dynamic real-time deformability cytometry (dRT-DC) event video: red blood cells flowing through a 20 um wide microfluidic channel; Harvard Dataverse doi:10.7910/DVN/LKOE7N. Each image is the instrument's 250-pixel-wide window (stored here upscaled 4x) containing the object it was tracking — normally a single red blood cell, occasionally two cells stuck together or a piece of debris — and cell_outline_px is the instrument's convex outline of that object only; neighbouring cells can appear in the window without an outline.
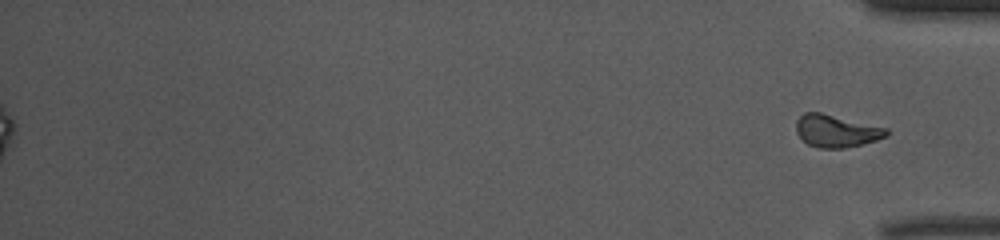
{"species": "common noctule bat (a hibernating species)", "species_latin": "Nyctalus noctula", "temperature_condition": "warm", "stored_images_in_passage": 49, "segment_of_instrument_passage": [2, 2], "camera_frame_rate_fps": 3000, "um_per_image_px": 0.085, "animal": {"sex": "female", "body_mass_g": 10.0, "forearm_length_mm": 53.1}, "frame": {"image": 1, "passage_image": 49, "time_ms": 16.0, "image_size_px": [1000, 240], "cell_outline_px": [[888, 136], [876, 140], [844, 148], [820, 148], [808, 144], [796, 132], [796, 120], [804, 112], [820, 112], [888, 128]], "centroid_in_image_um": [71.08, 11.12], "position_along_channel_um": 364.1, "area_um2": 16.94}}